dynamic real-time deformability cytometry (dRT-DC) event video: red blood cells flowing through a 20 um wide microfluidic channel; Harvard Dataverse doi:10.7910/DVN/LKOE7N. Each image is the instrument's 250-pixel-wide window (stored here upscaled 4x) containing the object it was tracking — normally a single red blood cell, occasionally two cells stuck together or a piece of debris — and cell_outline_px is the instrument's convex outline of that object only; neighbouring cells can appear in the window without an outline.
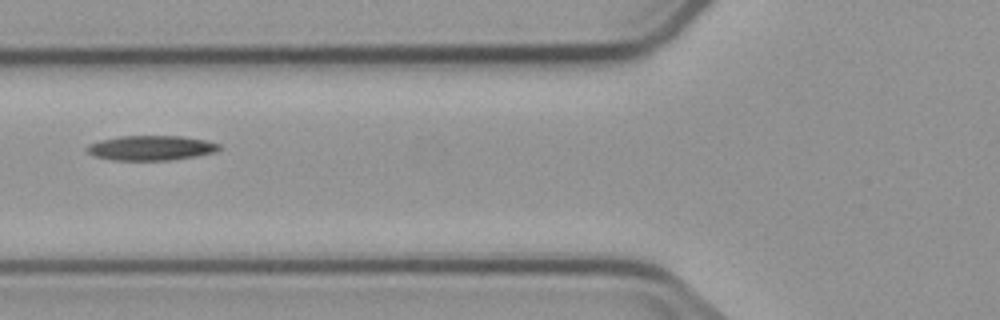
{"species": "common noctule bat (a hibernating species)", "species_latin": "Nyctalus noctula", "temperature_condition": "cold", "stored_images_in_passage": 5, "camera_frame_rate_fps": 3000, "um_per_image_px": 0.085, "animal": {"sex": "male", "body_mass_g": 23.1, "forearm_length_mm": 52.7}, "frame": {"image": 1, "passage_image": 5, "time_ms": 6.333, "image_size_px": [1000, 320], "cell_outline_px": [[220, 148], [216, 152], [196, 156], [172, 160], [112, 160], [92, 156], [84, 148], [88, 144], [100, 140], [120, 136], [180, 136], [204, 140], [220, 144]], "centroid_in_image_um": [12.79, 12.58], "position_along_channel_um": 113.0, "area_um2": 19.19}}